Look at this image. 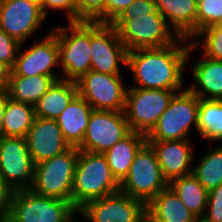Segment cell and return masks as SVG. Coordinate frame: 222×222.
<instances>
[{
    "label": "cell",
    "mask_w": 222,
    "mask_h": 222,
    "mask_svg": "<svg viewBox=\"0 0 222 222\" xmlns=\"http://www.w3.org/2000/svg\"><path fill=\"white\" fill-rule=\"evenodd\" d=\"M202 222H222V185L208 192L207 207Z\"/></svg>",
    "instance_id": "33"
},
{
    "label": "cell",
    "mask_w": 222,
    "mask_h": 222,
    "mask_svg": "<svg viewBox=\"0 0 222 222\" xmlns=\"http://www.w3.org/2000/svg\"><path fill=\"white\" fill-rule=\"evenodd\" d=\"M186 40L188 39L180 37L175 43L162 48L128 51L126 66L133 72L132 76L136 82L134 87L172 90L176 93L184 90L182 76L185 64L192 50L196 49L189 40L184 43Z\"/></svg>",
    "instance_id": "1"
},
{
    "label": "cell",
    "mask_w": 222,
    "mask_h": 222,
    "mask_svg": "<svg viewBox=\"0 0 222 222\" xmlns=\"http://www.w3.org/2000/svg\"><path fill=\"white\" fill-rule=\"evenodd\" d=\"M13 191L0 178V222H7Z\"/></svg>",
    "instance_id": "37"
},
{
    "label": "cell",
    "mask_w": 222,
    "mask_h": 222,
    "mask_svg": "<svg viewBox=\"0 0 222 222\" xmlns=\"http://www.w3.org/2000/svg\"><path fill=\"white\" fill-rule=\"evenodd\" d=\"M169 186L176 192L183 204L200 220L207 207L208 191L191 173L173 179Z\"/></svg>",
    "instance_id": "27"
},
{
    "label": "cell",
    "mask_w": 222,
    "mask_h": 222,
    "mask_svg": "<svg viewBox=\"0 0 222 222\" xmlns=\"http://www.w3.org/2000/svg\"><path fill=\"white\" fill-rule=\"evenodd\" d=\"M75 22L88 21L105 24L106 0H73Z\"/></svg>",
    "instance_id": "32"
},
{
    "label": "cell",
    "mask_w": 222,
    "mask_h": 222,
    "mask_svg": "<svg viewBox=\"0 0 222 222\" xmlns=\"http://www.w3.org/2000/svg\"><path fill=\"white\" fill-rule=\"evenodd\" d=\"M155 150L163 176L170 183L173 179L192 173L194 147L189 139L147 141Z\"/></svg>",
    "instance_id": "18"
},
{
    "label": "cell",
    "mask_w": 222,
    "mask_h": 222,
    "mask_svg": "<svg viewBox=\"0 0 222 222\" xmlns=\"http://www.w3.org/2000/svg\"><path fill=\"white\" fill-rule=\"evenodd\" d=\"M197 4H199L203 0H194Z\"/></svg>",
    "instance_id": "42"
},
{
    "label": "cell",
    "mask_w": 222,
    "mask_h": 222,
    "mask_svg": "<svg viewBox=\"0 0 222 222\" xmlns=\"http://www.w3.org/2000/svg\"><path fill=\"white\" fill-rule=\"evenodd\" d=\"M197 5L196 34L222 23V0H203Z\"/></svg>",
    "instance_id": "31"
},
{
    "label": "cell",
    "mask_w": 222,
    "mask_h": 222,
    "mask_svg": "<svg viewBox=\"0 0 222 222\" xmlns=\"http://www.w3.org/2000/svg\"><path fill=\"white\" fill-rule=\"evenodd\" d=\"M5 103H6V92L0 97V137L2 136Z\"/></svg>",
    "instance_id": "39"
},
{
    "label": "cell",
    "mask_w": 222,
    "mask_h": 222,
    "mask_svg": "<svg viewBox=\"0 0 222 222\" xmlns=\"http://www.w3.org/2000/svg\"><path fill=\"white\" fill-rule=\"evenodd\" d=\"M146 142L145 134L131 131L104 153L109 168L119 183L128 175L136 153Z\"/></svg>",
    "instance_id": "23"
},
{
    "label": "cell",
    "mask_w": 222,
    "mask_h": 222,
    "mask_svg": "<svg viewBox=\"0 0 222 222\" xmlns=\"http://www.w3.org/2000/svg\"><path fill=\"white\" fill-rule=\"evenodd\" d=\"M78 210L67 200L33 193L30 189L13 191L7 222H78Z\"/></svg>",
    "instance_id": "5"
},
{
    "label": "cell",
    "mask_w": 222,
    "mask_h": 222,
    "mask_svg": "<svg viewBox=\"0 0 222 222\" xmlns=\"http://www.w3.org/2000/svg\"><path fill=\"white\" fill-rule=\"evenodd\" d=\"M6 92V89L0 84V97Z\"/></svg>",
    "instance_id": "41"
},
{
    "label": "cell",
    "mask_w": 222,
    "mask_h": 222,
    "mask_svg": "<svg viewBox=\"0 0 222 222\" xmlns=\"http://www.w3.org/2000/svg\"><path fill=\"white\" fill-rule=\"evenodd\" d=\"M79 155L77 147L35 165L30 190L38 195L59 198L71 203L75 167Z\"/></svg>",
    "instance_id": "6"
},
{
    "label": "cell",
    "mask_w": 222,
    "mask_h": 222,
    "mask_svg": "<svg viewBox=\"0 0 222 222\" xmlns=\"http://www.w3.org/2000/svg\"><path fill=\"white\" fill-rule=\"evenodd\" d=\"M41 41L34 42L29 49L17 53L15 64L10 76H53L56 80L61 77L56 75L52 68L60 63L59 44L56 35L49 31Z\"/></svg>",
    "instance_id": "16"
},
{
    "label": "cell",
    "mask_w": 222,
    "mask_h": 222,
    "mask_svg": "<svg viewBox=\"0 0 222 222\" xmlns=\"http://www.w3.org/2000/svg\"><path fill=\"white\" fill-rule=\"evenodd\" d=\"M92 111L90 104L77 94L56 119L64 140L71 147L78 148L82 144Z\"/></svg>",
    "instance_id": "19"
},
{
    "label": "cell",
    "mask_w": 222,
    "mask_h": 222,
    "mask_svg": "<svg viewBox=\"0 0 222 222\" xmlns=\"http://www.w3.org/2000/svg\"><path fill=\"white\" fill-rule=\"evenodd\" d=\"M158 12L180 36L193 40L196 35L197 3L194 0H154Z\"/></svg>",
    "instance_id": "20"
},
{
    "label": "cell",
    "mask_w": 222,
    "mask_h": 222,
    "mask_svg": "<svg viewBox=\"0 0 222 222\" xmlns=\"http://www.w3.org/2000/svg\"><path fill=\"white\" fill-rule=\"evenodd\" d=\"M58 39L63 80L78 81L91 70V22H69L51 30Z\"/></svg>",
    "instance_id": "4"
},
{
    "label": "cell",
    "mask_w": 222,
    "mask_h": 222,
    "mask_svg": "<svg viewBox=\"0 0 222 222\" xmlns=\"http://www.w3.org/2000/svg\"><path fill=\"white\" fill-rule=\"evenodd\" d=\"M127 57L128 51L111 24L91 22V70L121 75L120 63L127 65Z\"/></svg>",
    "instance_id": "13"
},
{
    "label": "cell",
    "mask_w": 222,
    "mask_h": 222,
    "mask_svg": "<svg viewBox=\"0 0 222 222\" xmlns=\"http://www.w3.org/2000/svg\"><path fill=\"white\" fill-rule=\"evenodd\" d=\"M196 130L202 138L222 140V100H199Z\"/></svg>",
    "instance_id": "28"
},
{
    "label": "cell",
    "mask_w": 222,
    "mask_h": 222,
    "mask_svg": "<svg viewBox=\"0 0 222 222\" xmlns=\"http://www.w3.org/2000/svg\"><path fill=\"white\" fill-rule=\"evenodd\" d=\"M131 132L123 111L93 109L79 150L104 154Z\"/></svg>",
    "instance_id": "12"
},
{
    "label": "cell",
    "mask_w": 222,
    "mask_h": 222,
    "mask_svg": "<svg viewBox=\"0 0 222 222\" xmlns=\"http://www.w3.org/2000/svg\"><path fill=\"white\" fill-rule=\"evenodd\" d=\"M22 45L0 29V61L7 64L11 69L15 64L18 50H22Z\"/></svg>",
    "instance_id": "34"
},
{
    "label": "cell",
    "mask_w": 222,
    "mask_h": 222,
    "mask_svg": "<svg viewBox=\"0 0 222 222\" xmlns=\"http://www.w3.org/2000/svg\"><path fill=\"white\" fill-rule=\"evenodd\" d=\"M55 81L53 76L47 75L10 76L6 93L13 101L34 106Z\"/></svg>",
    "instance_id": "25"
},
{
    "label": "cell",
    "mask_w": 222,
    "mask_h": 222,
    "mask_svg": "<svg viewBox=\"0 0 222 222\" xmlns=\"http://www.w3.org/2000/svg\"><path fill=\"white\" fill-rule=\"evenodd\" d=\"M191 71L196 85L187 88L192 93L199 99L222 100V61L203 56L193 64Z\"/></svg>",
    "instance_id": "21"
},
{
    "label": "cell",
    "mask_w": 222,
    "mask_h": 222,
    "mask_svg": "<svg viewBox=\"0 0 222 222\" xmlns=\"http://www.w3.org/2000/svg\"><path fill=\"white\" fill-rule=\"evenodd\" d=\"M12 69L5 64L4 62L0 61V84L6 89L9 83L10 74Z\"/></svg>",
    "instance_id": "38"
},
{
    "label": "cell",
    "mask_w": 222,
    "mask_h": 222,
    "mask_svg": "<svg viewBox=\"0 0 222 222\" xmlns=\"http://www.w3.org/2000/svg\"><path fill=\"white\" fill-rule=\"evenodd\" d=\"M79 213L89 222H138L146 213V205L119 191L87 202Z\"/></svg>",
    "instance_id": "14"
},
{
    "label": "cell",
    "mask_w": 222,
    "mask_h": 222,
    "mask_svg": "<svg viewBox=\"0 0 222 222\" xmlns=\"http://www.w3.org/2000/svg\"><path fill=\"white\" fill-rule=\"evenodd\" d=\"M119 189L120 183L113 176L104 154L79 150L71 195V203L77 210Z\"/></svg>",
    "instance_id": "3"
},
{
    "label": "cell",
    "mask_w": 222,
    "mask_h": 222,
    "mask_svg": "<svg viewBox=\"0 0 222 222\" xmlns=\"http://www.w3.org/2000/svg\"><path fill=\"white\" fill-rule=\"evenodd\" d=\"M78 94L95 110H125L127 87L121 75L90 70L76 81Z\"/></svg>",
    "instance_id": "11"
},
{
    "label": "cell",
    "mask_w": 222,
    "mask_h": 222,
    "mask_svg": "<svg viewBox=\"0 0 222 222\" xmlns=\"http://www.w3.org/2000/svg\"><path fill=\"white\" fill-rule=\"evenodd\" d=\"M199 38L203 40L199 42ZM190 41L194 47L202 46L204 57L222 61V28L219 25L202 29Z\"/></svg>",
    "instance_id": "30"
},
{
    "label": "cell",
    "mask_w": 222,
    "mask_h": 222,
    "mask_svg": "<svg viewBox=\"0 0 222 222\" xmlns=\"http://www.w3.org/2000/svg\"><path fill=\"white\" fill-rule=\"evenodd\" d=\"M77 94L76 82L56 80L34 105L35 116L56 120Z\"/></svg>",
    "instance_id": "24"
},
{
    "label": "cell",
    "mask_w": 222,
    "mask_h": 222,
    "mask_svg": "<svg viewBox=\"0 0 222 222\" xmlns=\"http://www.w3.org/2000/svg\"><path fill=\"white\" fill-rule=\"evenodd\" d=\"M146 213L155 222H197L199 220L170 186L160 191L146 205Z\"/></svg>",
    "instance_id": "22"
},
{
    "label": "cell",
    "mask_w": 222,
    "mask_h": 222,
    "mask_svg": "<svg viewBox=\"0 0 222 222\" xmlns=\"http://www.w3.org/2000/svg\"><path fill=\"white\" fill-rule=\"evenodd\" d=\"M168 186L155 150L146 142L136 153L128 175L120 183L119 191L147 205Z\"/></svg>",
    "instance_id": "7"
},
{
    "label": "cell",
    "mask_w": 222,
    "mask_h": 222,
    "mask_svg": "<svg viewBox=\"0 0 222 222\" xmlns=\"http://www.w3.org/2000/svg\"><path fill=\"white\" fill-rule=\"evenodd\" d=\"M203 155L200 162L192 167V174L209 192L222 185V146L216 147Z\"/></svg>",
    "instance_id": "29"
},
{
    "label": "cell",
    "mask_w": 222,
    "mask_h": 222,
    "mask_svg": "<svg viewBox=\"0 0 222 222\" xmlns=\"http://www.w3.org/2000/svg\"><path fill=\"white\" fill-rule=\"evenodd\" d=\"M127 51L139 48H162L180 36L158 12L154 0H134L111 23Z\"/></svg>",
    "instance_id": "2"
},
{
    "label": "cell",
    "mask_w": 222,
    "mask_h": 222,
    "mask_svg": "<svg viewBox=\"0 0 222 222\" xmlns=\"http://www.w3.org/2000/svg\"><path fill=\"white\" fill-rule=\"evenodd\" d=\"M175 93L172 90L128 87L124 113L130 130L147 135Z\"/></svg>",
    "instance_id": "9"
},
{
    "label": "cell",
    "mask_w": 222,
    "mask_h": 222,
    "mask_svg": "<svg viewBox=\"0 0 222 222\" xmlns=\"http://www.w3.org/2000/svg\"><path fill=\"white\" fill-rule=\"evenodd\" d=\"M40 7L47 18V9L65 10L67 12L68 23L75 22V4L73 0H40Z\"/></svg>",
    "instance_id": "35"
},
{
    "label": "cell",
    "mask_w": 222,
    "mask_h": 222,
    "mask_svg": "<svg viewBox=\"0 0 222 222\" xmlns=\"http://www.w3.org/2000/svg\"><path fill=\"white\" fill-rule=\"evenodd\" d=\"M25 138L35 165L62 154L71 147L64 140L60 127L53 119L35 117Z\"/></svg>",
    "instance_id": "17"
},
{
    "label": "cell",
    "mask_w": 222,
    "mask_h": 222,
    "mask_svg": "<svg viewBox=\"0 0 222 222\" xmlns=\"http://www.w3.org/2000/svg\"><path fill=\"white\" fill-rule=\"evenodd\" d=\"M138 222H155L147 213H145Z\"/></svg>",
    "instance_id": "40"
},
{
    "label": "cell",
    "mask_w": 222,
    "mask_h": 222,
    "mask_svg": "<svg viewBox=\"0 0 222 222\" xmlns=\"http://www.w3.org/2000/svg\"><path fill=\"white\" fill-rule=\"evenodd\" d=\"M47 20L36 0H0V29L20 44Z\"/></svg>",
    "instance_id": "15"
},
{
    "label": "cell",
    "mask_w": 222,
    "mask_h": 222,
    "mask_svg": "<svg viewBox=\"0 0 222 222\" xmlns=\"http://www.w3.org/2000/svg\"><path fill=\"white\" fill-rule=\"evenodd\" d=\"M134 0H106L105 24H110L121 12L130 8Z\"/></svg>",
    "instance_id": "36"
},
{
    "label": "cell",
    "mask_w": 222,
    "mask_h": 222,
    "mask_svg": "<svg viewBox=\"0 0 222 222\" xmlns=\"http://www.w3.org/2000/svg\"><path fill=\"white\" fill-rule=\"evenodd\" d=\"M35 117L34 106L13 101L6 93L2 137H26Z\"/></svg>",
    "instance_id": "26"
},
{
    "label": "cell",
    "mask_w": 222,
    "mask_h": 222,
    "mask_svg": "<svg viewBox=\"0 0 222 222\" xmlns=\"http://www.w3.org/2000/svg\"><path fill=\"white\" fill-rule=\"evenodd\" d=\"M199 100L187 87L175 93L156 125L146 135V140L188 139L191 126H197Z\"/></svg>",
    "instance_id": "8"
},
{
    "label": "cell",
    "mask_w": 222,
    "mask_h": 222,
    "mask_svg": "<svg viewBox=\"0 0 222 222\" xmlns=\"http://www.w3.org/2000/svg\"><path fill=\"white\" fill-rule=\"evenodd\" d=\"M35 164L25 137H0V178L12 190L30 189Z\"/></svg>",
    "instance_id": "10"
}]
</instances>
